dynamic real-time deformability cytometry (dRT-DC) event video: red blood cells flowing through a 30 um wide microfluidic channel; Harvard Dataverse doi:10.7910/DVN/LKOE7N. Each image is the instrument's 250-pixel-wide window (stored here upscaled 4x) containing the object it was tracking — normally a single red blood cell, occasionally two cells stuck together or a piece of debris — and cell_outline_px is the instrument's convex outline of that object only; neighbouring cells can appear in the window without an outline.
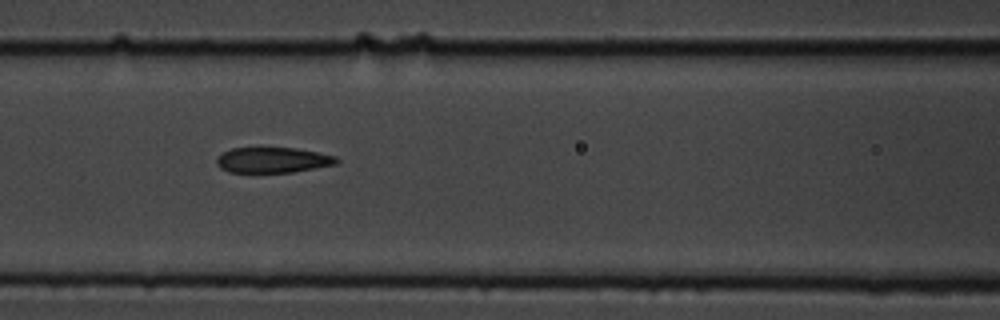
{"species": "common noctule bat (a hibernating species)", "species_latin": "Nyctalus noctula", "temperature_condition": "cold", "stored_images_in_passage": 9, "camera_frame_rate_fps": 3000, "um_per_image_px": 0.085, "animal": {"sex": "male", "body_mass_g": 19.5, "forearm_length_mm": 54.6}, "frame": {"image": 1, "passage_image": 6, "time_ms": 1.667, "image_size_px": [1000, 320], "cell_outline_px": [[340, 160], [336, 164], [292, 172], [228, 172], [220, 168], [216, 164], [216, 156], [232, 148], [296, 148], [336, 156]], "centroid_in_image_um": [23.16, 13.6], "position_along_channel_um": 143.4, "area_um2": 17.74}}
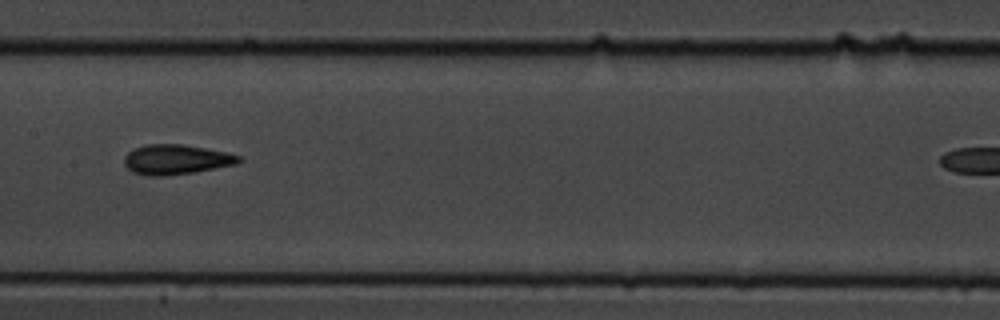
{"frame": {"image": 2, "passage_image": 7, "time_ms": 2.0, "image_size_px": [1000, 320], "cell_outline_px": [[244, 160], [236, 164], [192, 172], [164, 176], [148, 176], [132, 172], [124, 164], [124, 156], [132, 148], [148, 144], [184, 144], [224, 152], [240, 156]], "centroid_in_image_um": [14.93, 13.55], "position_along_channel_um": 192.5, "area_um2": 19.88}}